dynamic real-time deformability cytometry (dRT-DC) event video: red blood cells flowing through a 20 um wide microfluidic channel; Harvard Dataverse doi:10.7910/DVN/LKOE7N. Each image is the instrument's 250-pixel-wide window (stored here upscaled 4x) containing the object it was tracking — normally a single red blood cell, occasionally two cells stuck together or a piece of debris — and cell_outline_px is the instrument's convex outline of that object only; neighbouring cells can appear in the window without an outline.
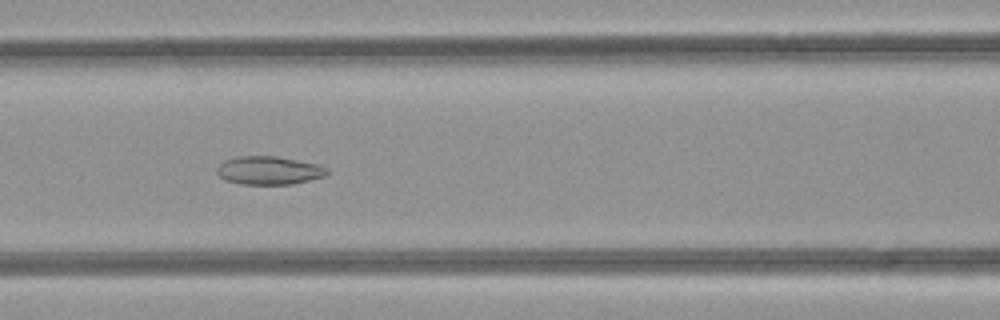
{"species": "common noctule bat (a hibernating species)", "species_latin": "Nyctalus noctula", "temperature_condition": "room temperature", "stored_images_in_passage": 36, "camera_frame_rate_fps": 3000, "um_per_image_px": 0.085, "animal": {"sex": "female", "body_mass_g": 21.9}, "frame": {"image": 1, "passage_image": 13, "time_ms": 4.0, "image_size_px": [1000, 320], "cell_outline_px": [[328, 172], [324, 176], [292, 184], [240, 184], [224, 180], [216, 172], [216, 168], [224, 160], [236, 156], [276, 156], [320, 164], [328, 168]], "centroid_in_image_um": [22.84, 14.48], "position_along_channel_um": 143.8, "area_um2": 18.26}}
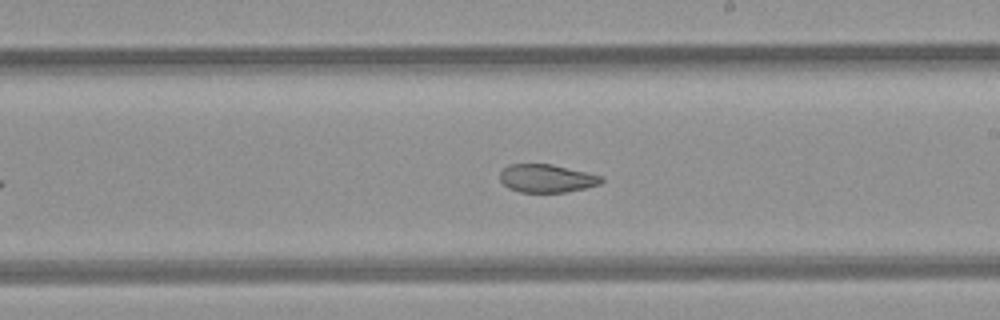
{"frame": {"image": 2, "passage_image": 20, "time_ms": 6.333, "image_size_px": [1000, 320], "cell_outline_px": [[604, 180], [600, 184], [584, 188], [564, 192], [520, 192], [508, 188], [500, 180], [500, 172], [508, 164], [552, 164], [604, 176]], "centroid_in_image_um": [46.47, 15.15], "position_along_channel_um": 242.5, "area_um2": 16.65}}
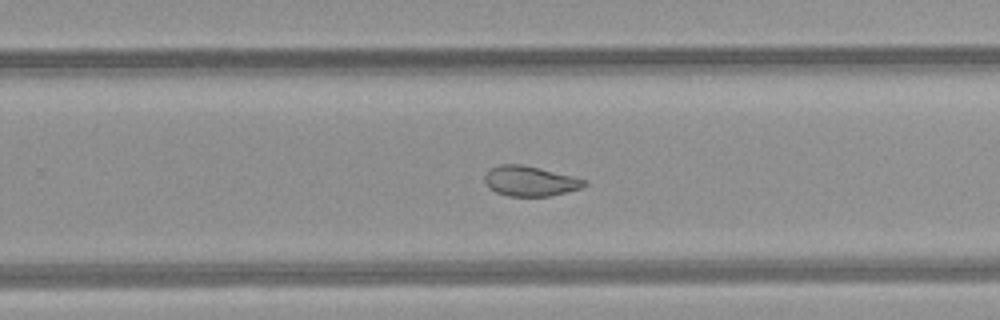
{"frame": {"image": 3, "passage_image": 23, "time_ms": 7.333, "image_size_px": [1000, 320], "cell_outline_px": [[588, 184], [580, 188], [552, 196], [508, 196], [496, 192], [488, 188], [484, 180], [484, 176], [492, 168], [500, 164], [524, 164], [588, 180]], "centroid_in_image_um": [45.06, 15.39], "position_along_channel_um": 284.7, "area_um2": 17.51}, "authors_computed_cell_mechanics": {"area_um2": 19.8543, "velocity_mm_per_s": 4.2398, "shape_relaxation_time_tau1_ms": null, "shape_relaxation_time_tau2_ms": 2.1664, "deformation_change_tau1": null, "deformation_change_tau2": 0.0677}}